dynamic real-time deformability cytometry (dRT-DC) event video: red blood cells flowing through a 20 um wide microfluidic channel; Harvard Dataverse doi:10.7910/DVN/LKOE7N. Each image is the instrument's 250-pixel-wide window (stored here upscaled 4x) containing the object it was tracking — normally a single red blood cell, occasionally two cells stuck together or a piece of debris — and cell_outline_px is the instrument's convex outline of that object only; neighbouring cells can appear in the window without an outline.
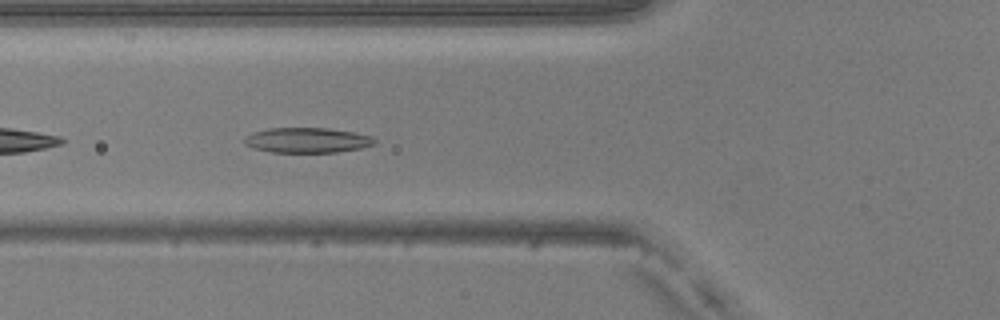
{"species": "common noctule bat (a hibernating species)", "species_latin": "Nyctalus noctula", "temperature_condition": "warm", "stored_images_in_passage": 28, "camera_frame_rate_fps": 3000, "um_per_image_px": 0.085, "animal": {"sex": "male", "body_mass_g": 20.5, "forearm_length_mm": 52.5}, "frame": {"image": 1, "passage_image": 4, "time_ms": 1.0, "image_size_px": [1000, 320], "cell_outline_px": [[376, 144], [360, 148], [336, 152], [272, 152], [252, 148], [244, 144], [244, 136], [268, 128], [328, 128], [352, 132], [372, 136], [376, 140]], "centroid_in_image_um": [26.1, 11.92], "position_along_channel_um": 99.7, "area_um2": 19.02}}
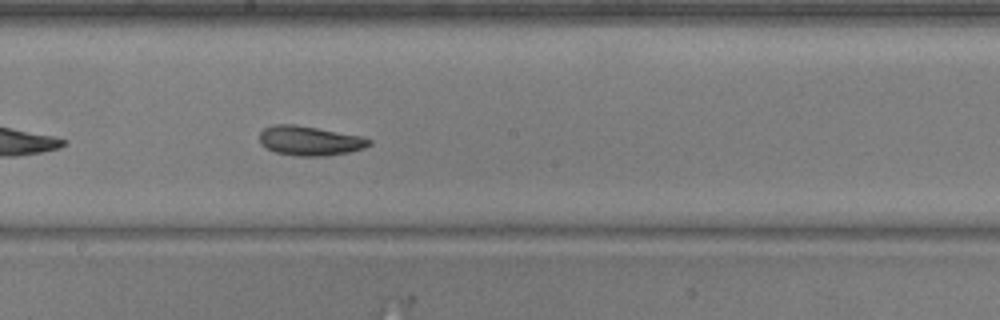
{"frame": {"image": 2, "passage_image": 13, "time_ms": 4.0, "image_size_px": [1000, 320], "cell_outline_px": [[372, 144], [364, 148], [348, 152], [324, 156], [296, 156], [276, 152], [264, 148], [260, 144], [260, 132], [264, 128], [272, 124], [296, 124], [364, 136], [372, 140]], "centroid_in_image_um": [26.33, 11.95], "position_along_channel_um": 221.9, "area_um2": 19.13}}
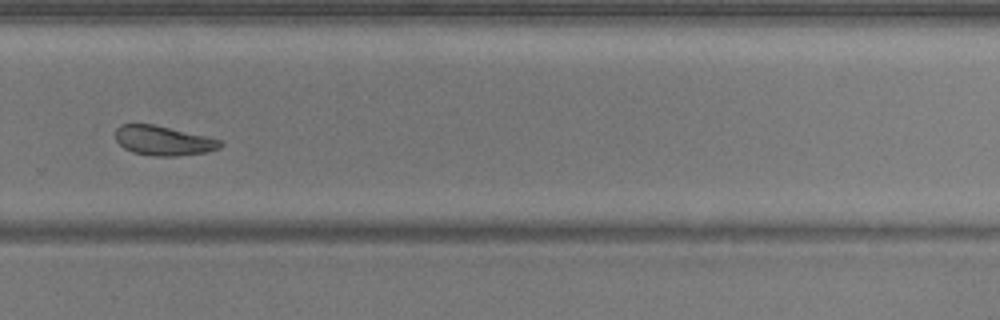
{"frame": {"image": 3, "passage_image": 20, "time_ms": 6.333, "image_size_px": [1000, 320], "cell_outline_px": [[224, 144], [220, 148], [204, 152], [176, 156], [152, 156], [132, 152], [124, 148], [116, 140], [116, 128], [120, 124], [152, 124], [204, 136], [220, 140]], "centroid_in_image_um": [13.85, 11.96], "position_along_channel_um": 316.0, "area_um2": 17.8}, "authors_computed_cell_mechanics": {"area_um2": 19.0451, "velocity_mm_per_s": 4.0614, "shape_relaxation_time_tau1_ms": 4.9355, "shape_relaxation_time_tau2_ms": 5.6503, "deformation_change_tau1": 0.1625, "deformation_change_tau2": 0.1442}}